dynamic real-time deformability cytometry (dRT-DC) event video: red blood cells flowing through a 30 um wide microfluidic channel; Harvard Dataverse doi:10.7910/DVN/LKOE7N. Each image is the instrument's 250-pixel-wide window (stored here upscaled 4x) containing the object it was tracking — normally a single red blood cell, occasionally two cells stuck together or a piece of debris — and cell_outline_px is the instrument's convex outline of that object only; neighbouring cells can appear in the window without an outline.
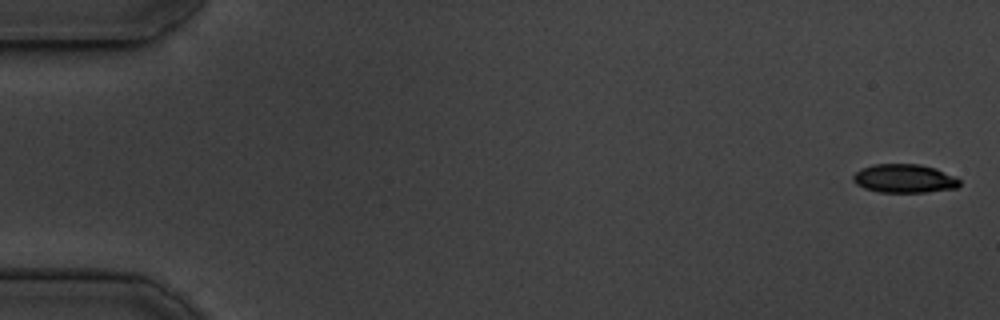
{"species": "common noctule bat (a hibernating species)", "species_latin": "Nyctalus noctula", "temperature_condition": "cold", "stored_images_in_passage": 54, "camera_frame_rate_fps": 3000, "um_per_image_px": 0.085, "animal": {"sex": "male", "body_mass_g": 19.5, "forearm_length_mm": 54.6}, "frame": {"image": 1, "passage_image": 1, "time_ms": 0.0, "image_size_px": [1000, 320], "cell_outline_px": [[960, 184], [956, 188], [924, 192], [880, 192], [864, 188], [856, 184], [852, 180], [852, 176], [860, 168], [872, 164], [920, 164], [936, 168], [956, 176], [960, 180]], "centroid_in_image_um": [76.86, 15.16], "position_along_channel_um": 8.1, "area_um2": 17.92}}
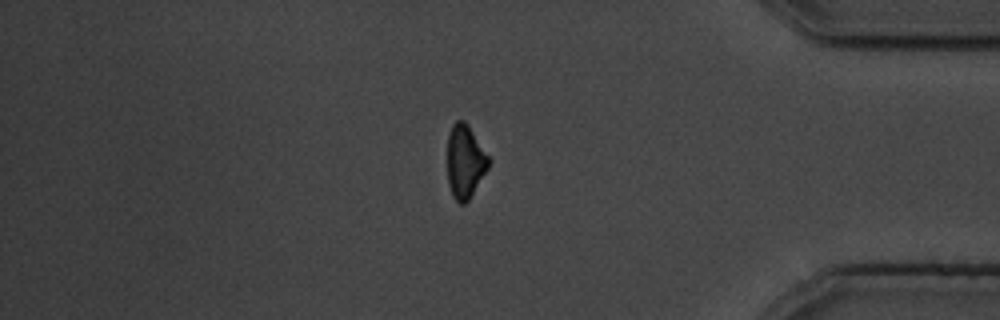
{"frame": {"image": 2, "passage_image": 46, "time_ms": 15.0, "image_size_px": [1000, 320], "cell_outline_px": [[488, 168], [468, 200], [464, 204], [460, 204], [452, 196], [448, 184], [448, 136], [452, 124], [456, 120], [464, 120], [468, 124], [488, 156]], "centroid_in_image_um": [39.5, 13.72], "position_along_channel_um": 395.7, "area_um2": 17.4}}
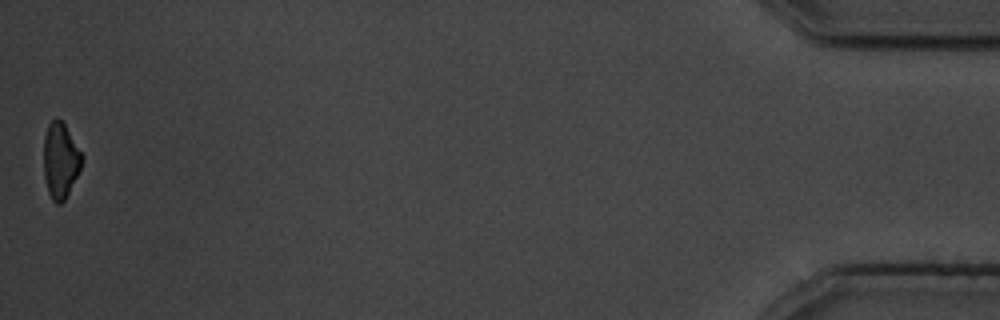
{"frame": {"image": 3, "passage_image": 54, "time_ms": 17.667, "image_size_px": [1000, 320], "cell_outline_px": [[84, 156], [80, 168], [64, 200], [60, 204], [56, 204], [52, 200], [48, 192], [44, 176], [44, 136], [48, 124], [56, 116], [64, 124]], "centroid_in_image_um": [5.12, 13.62], "position_along_channel_um": 430.1, "area_um2": 16.65}, "authors_computed_cell_mechanics": {"area_um2": 19.1607, "velocity_mm_per_s": 3.7081, "shape_relaxation_time_tau1_ms": 2.6629, "shape_relaxation_time_tau2_ms": null, "deformation_change_tau1": 0.0988, "deformation_change_tau2": null}}